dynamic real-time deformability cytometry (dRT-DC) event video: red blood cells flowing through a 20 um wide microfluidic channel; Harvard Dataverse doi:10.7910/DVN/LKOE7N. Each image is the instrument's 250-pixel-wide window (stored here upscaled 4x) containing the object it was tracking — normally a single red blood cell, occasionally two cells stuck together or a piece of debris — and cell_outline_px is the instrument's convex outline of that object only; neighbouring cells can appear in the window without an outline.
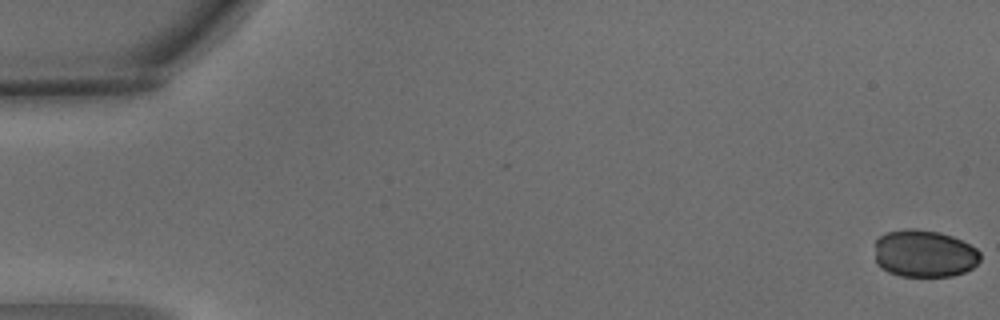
{"species": "common noctule bat (a hibernating species)", "species_latin": "Nyctalus noctula", "temperature_condition": "warm", "stored_images_in_passage": 7, "camera_frame_rate_fps": 3000, "um_per_image_px": 0.085, "animal": {"sex": "male", "body_mass_g": 15.6}, "frame": {"image": 1, "passage_image": 1, "time_ms": 0.0, "image_size_px": [1000, 320], "cell_outline_px": [[980, 260], [972, 268], [964, 272], [952, 276], [900, 276], [888, 272], [880, 268], [876, 264], [876, 240], [880, 236], [888, 232], [904, 228], [916, 228], [940, 232], [952, 236], [976, 248], [980, 252]], "centroid_in_image_um": [78.55, 21.55], "position_along_channel_um": 6.5, "area_um2": 29.25}}
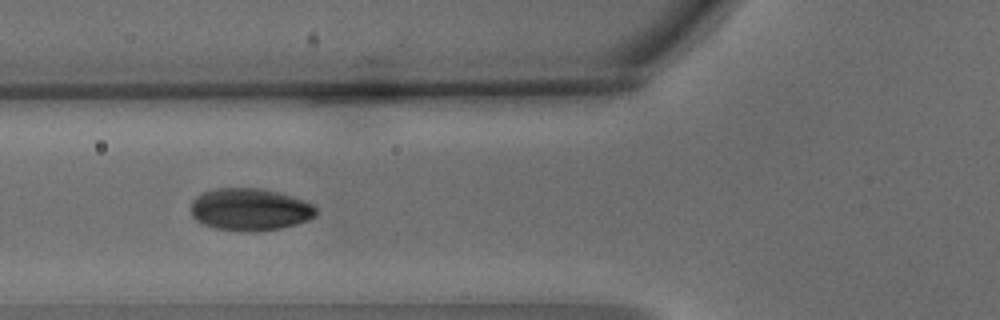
{"frame": {"image": 2, "passage_image": 6, "time_ms": 1.667, "image_size_px": [1000, 320], "cell_outline_px": [[316, 216], [308, 220], [296, 224], [280, 228], [216, 228], [204, 224], [196, 220], [192, 216], [192, 200], [196, 196], [212, 188], [260, 188], [280, 192], [304, 200], [312, 204], [316, 208]], "centroid_in_image_um": [21.26, 17.74], "position_along_channel_um": 104.5, "area_um2": 29.94}}
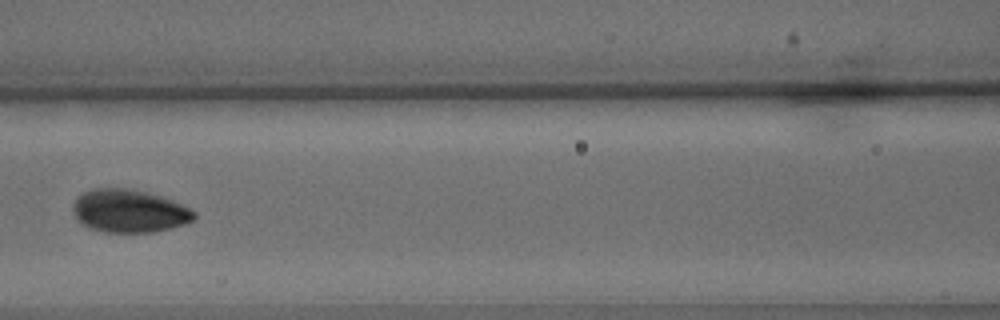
{"frame": {"image": 3, "passage_image": 7, "time_ms": 2.0, "image_size_px": [1000, 320], "cell_outline_px": [[196, 216], [192, 220], [184, 224], [152, 232], [104, 232], [88, 228], [80, 224], [76, 220], [72, 208], [72, 204], [84, 192], [96, 188], [128, 188], [160, 196], [172, 200], [196, 212]], "centroid_in_image_um": [10.93, 17.94], "position_along_channel_um": 155.7, "area_um2": 30.17}}